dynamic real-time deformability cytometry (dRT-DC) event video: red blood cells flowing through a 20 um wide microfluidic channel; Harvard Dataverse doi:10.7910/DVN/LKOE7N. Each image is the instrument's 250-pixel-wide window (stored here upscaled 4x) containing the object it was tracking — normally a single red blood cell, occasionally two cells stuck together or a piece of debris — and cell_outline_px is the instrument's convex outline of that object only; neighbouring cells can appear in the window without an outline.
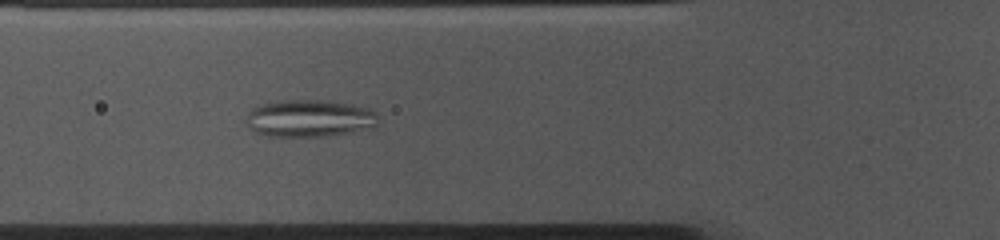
{"species": "common noctule bat (a hibernating species)", "species_latin": "Nyctalus noctula", "temperature_condition": "cold", "stored_images_in_passage": 53, "camera_frame_rate_fps": 3000, "um_per_image_px": 0.085, "animal": {"sex": "female", "body_mass_g": 10.0, "forearm_length_mm": 53.1}, "frame": {"image": 1, "passage_image": 17, "time_ms": 5.333, "image_size_px": [1000, 240], "cell_outline_px": [[376, 124], [372, 128], [352, 132], [328, 136], [268, 136], [252, 132], [248, 128], [244, 120], [248, 112], [252, 108], [260, 104], [276, 100], [328, 100], [352, 104], [368, 108], [376, 112]], "centroid_in_image_um": [26.24, 10.05], "position_along_channel_um": 99.6, "area_um2": 29.13}}
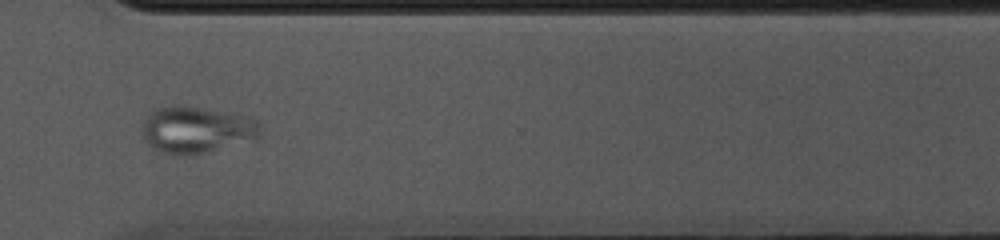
{"frame": {"image": 2, "passage_image": 38, "time_ms": 12.333, "image_size_px": [1000, 240], "cell_outline_px": [[260, 136], [204, 152], [164, 152], [148, 144], [144, 140], [140, 128], [148, 112], [156, 108], [172, 104], [180, 104], [248, 116], [256, 120], [260, 124]], "centroid_in_image_um": [16.63, 10.94], "position_along_channel_um": 354.0, "area_um2": 31.33}}
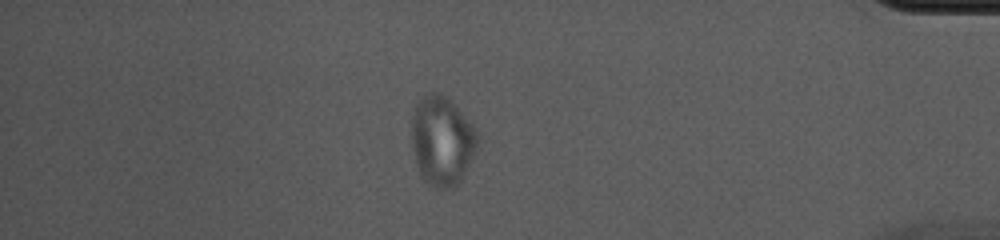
{"frame": {"image": 3, "passage_image": 45, "time_ms": 14.667, "image_size_px": [1000, 240], "cell_outline_px": [[480, 140], [456, 188], [436, 188], [428, 184], [420, 176], [416, 164], [412, 148], [412, 116], [416, 100], [428, 92], [436, 92], [448, 96], [452, 100], [472, 124]], "centroid_in_image_um": [37.54, 11.93], "position_along_channel_um": 397.7, "area_um2": 34.62}}